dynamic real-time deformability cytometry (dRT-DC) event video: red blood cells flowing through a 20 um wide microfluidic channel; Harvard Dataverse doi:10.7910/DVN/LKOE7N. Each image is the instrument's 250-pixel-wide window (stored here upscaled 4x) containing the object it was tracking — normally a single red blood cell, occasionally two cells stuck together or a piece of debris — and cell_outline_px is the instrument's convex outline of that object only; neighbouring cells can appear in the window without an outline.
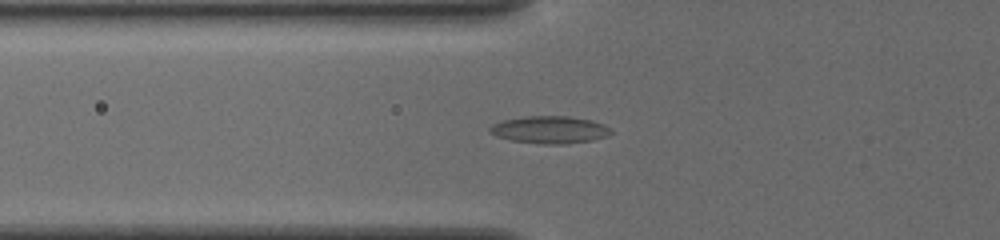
{"species": "common noctule bat (a hibernating species)", "species_latin": "Nyctalus noctula", "temperature_condition": "cold", "stored_images_in_passage": 53, "camera_frame_rate_fps": 3000, "um_per_image_px": 0.085, "animal": {"sex": "female", "body_mass_g": 19.5, "forearm_length_mm": 54.1}, "frame": {"image": 1, "passage_image": 19, "time_ms": 6.0, "image_size_px": [1000, 240], "cell_outline_px": [[612, 132], [608, 136], [592, 140], [564, 144], [544, 144], [512, 140], [496, 136], [488, 132], [488, 128], [492, 124], [504, 120], [528, 116], [568, 116], [592, 120], [604, 124], [612, 128]], "centroid_in_image_um": [46.75, 11.02], "position_along_channel_um": 79.0, "area_um2": 19.36}}
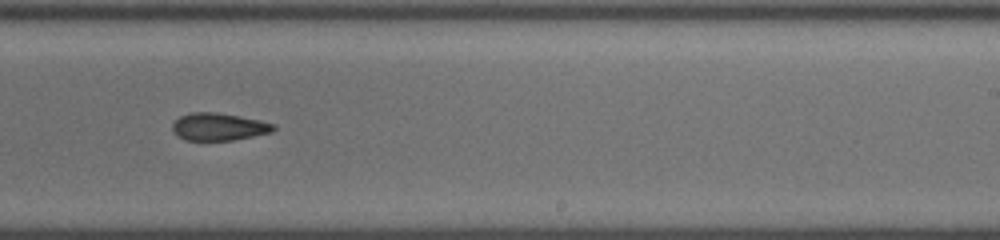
{"frame": {"image": 2, "passage_image": 34, "time_ms": 11.0, "image_size_px": [1000, 240], "cell_outline_px": [[276, 128], [272, 132], [232, 140], [184, 140], [176, 136], [172, 128], [172, 124], [180, 116], [192, 112], [216, 112], [240, 116], [260, 120], [276, 124]], "centroid_in_image_um": [18.59, 10.77], "position_along_channel_um": 270.4, "area_um2": 16.24}}
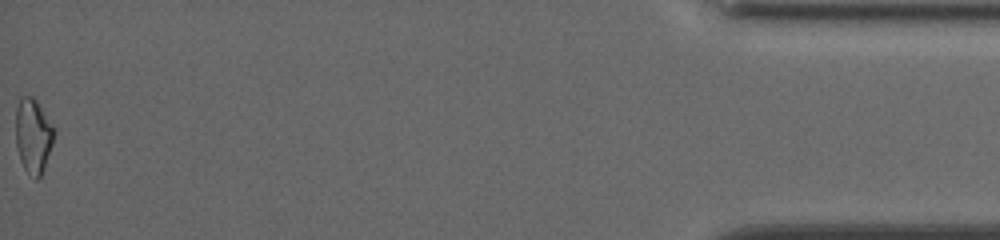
{"frame": {"image": 3, "passage_image": 53, "time_ms": 17.333, "image_size_px": [1000, 240], "cell_outline_px": [[56, 132], [44, 168], [40, 176], [36, 180], [24, 168], [20, 160], [16, 144], [16, 108], [20, 96], [32, 96], [36, 100], [56, 128]], "centroid_in_image_um": [2.83, 11.51], "position_along_channel_um": 432.4, "area_um2": 16.76}}